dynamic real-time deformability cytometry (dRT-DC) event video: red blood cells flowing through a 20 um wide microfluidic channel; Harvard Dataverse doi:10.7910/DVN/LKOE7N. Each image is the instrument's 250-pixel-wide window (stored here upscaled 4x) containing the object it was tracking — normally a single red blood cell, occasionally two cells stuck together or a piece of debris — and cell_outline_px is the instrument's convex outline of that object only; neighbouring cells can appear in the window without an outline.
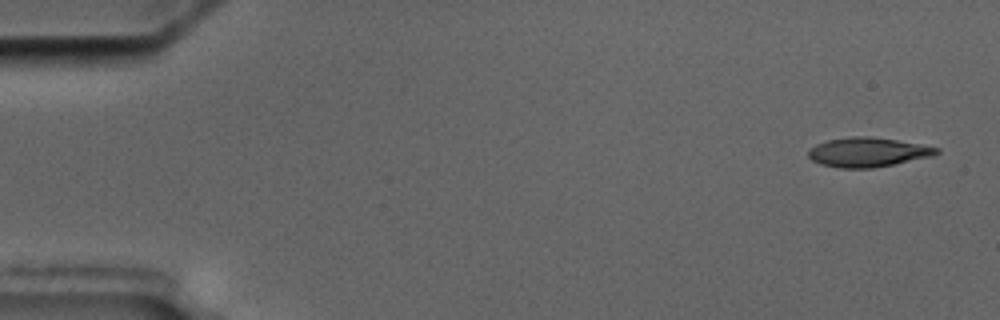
{"species": "common noctule bat (a hibernating species)", "species_latin": "Nyctalus noctula", "temperature_condition": "cold", "stored_images_in_passage": 4, "camera_frame_rate_fps": 3000, "um_per_image_px": 0.085, "animal": {"sex": "male", "body_mass_g": 17.5, "forearm_length_mm": 52.3}, "frame": {"image": 1, "passage_image": 1, "time_ms": 0.0, "image_size_px": [1000, 320], "cell_outline_px": [[940, 152], [932, 156], [872, 168], [840, 168], [820, 164], [812, 160], [808, 156], [808, 148], [816, 144], [828, 140], [852, 136], [868, 136], [896, 140], [920, 144], [940, 148]], "centroid_in_image_um": [73.73, 12.93], "position_along_channel_um": 11.3, "area_um2": 21.85}}